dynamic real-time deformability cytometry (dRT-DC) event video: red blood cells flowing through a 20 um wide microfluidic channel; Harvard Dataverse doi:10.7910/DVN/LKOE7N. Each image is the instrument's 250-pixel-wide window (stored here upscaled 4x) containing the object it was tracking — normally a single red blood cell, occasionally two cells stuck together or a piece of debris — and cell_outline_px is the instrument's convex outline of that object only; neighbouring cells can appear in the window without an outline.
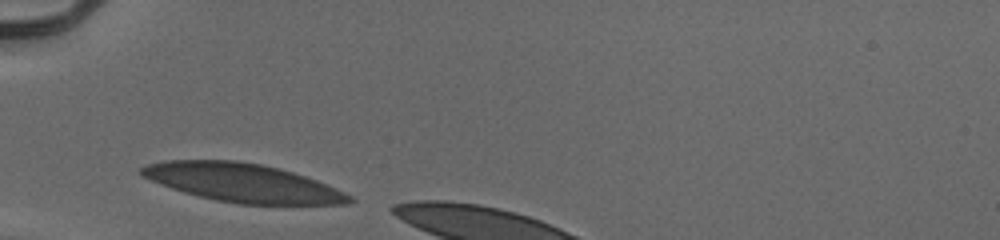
{"species": "human", "species_latin": "Homo sapiens", "temperature_condition": "cold", "stored_images_in_passage": 4, "camera_frame_rate_fps": 3000, "um_per_image_px": 0.085, "donor": {"sex": "male"}, "frame": {"image": 1, "passage_image": 1, "time_ms": 0.0, "image_size_px": [1000, 240], "cell_outline_px": [[356, 200], [348, 204], [236, 204], [216, 200], [184, 192], [160, 184], [136, 172], [144, 164], [164, 160], [236, 160], [260, 164], [292, 172], [316, 180], [344, 192], [352, 196]], "centroid_in_image_um": [20.58, 15.53], "position_along_channel_um": 64.4, "area_um2": 46.36}}